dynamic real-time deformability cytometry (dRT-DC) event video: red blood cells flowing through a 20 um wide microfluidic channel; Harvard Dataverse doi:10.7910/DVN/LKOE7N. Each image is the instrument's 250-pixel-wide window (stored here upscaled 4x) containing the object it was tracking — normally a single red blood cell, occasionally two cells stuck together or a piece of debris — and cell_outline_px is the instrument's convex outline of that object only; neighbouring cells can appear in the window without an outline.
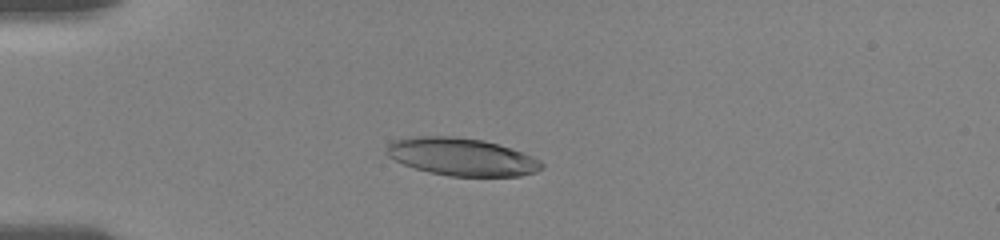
{"species": "human", "species_latin": "Homo sapiens", "temperature_condition": "room temperature", "stored_images_in_passage": 30, "camera_frame_rate_fps": 3000, "um_per_image_px": 0.085, "donor": {"sex": "female"}, "frame": {"image": 1, "passage_image": 14, "time_ms": 4.667, "image_size_px": [1000, 240], "cell_outline_px": [[544, 168], [536, 172], [520, 176], [448, 176], [428, 172], [404, 164], [388, 156], [388, 144], [392, 140], [416, 136], [452, 136], [484, 140], [532, 156], [540, 160], [544, 164]], "centroid_in_image_um": [39.26, 13.34], "position_along_channel_um": 45.7, "area_um2": 33.81}}
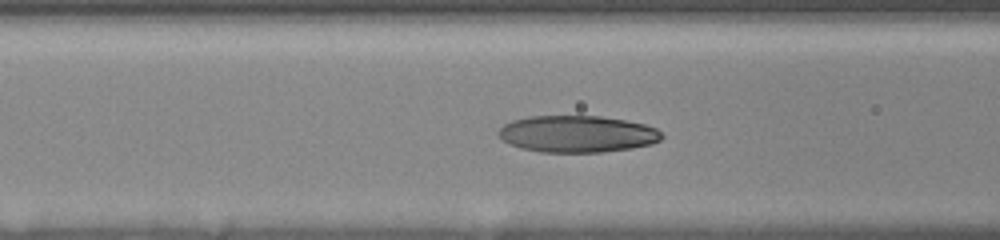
{"frame": {"image": 2, "passage_image": 21, "time_ms": 7.333, "image_size_px": [1000, 240], "cell_outline_px": [[664, 136], [660, 140], [652, 144], [632, 148], [600, 152], [540, 152], [520, 148], [504, 140], [496, 132], [504, 124], [512, 120], [528, 116], [600, 116], [624, 120], [644, 124], [656, 128]], "centroid_in_image_um": [49.06, 11.38], "position_along_channel_um": 117.5, "area_um2": 34.97}}
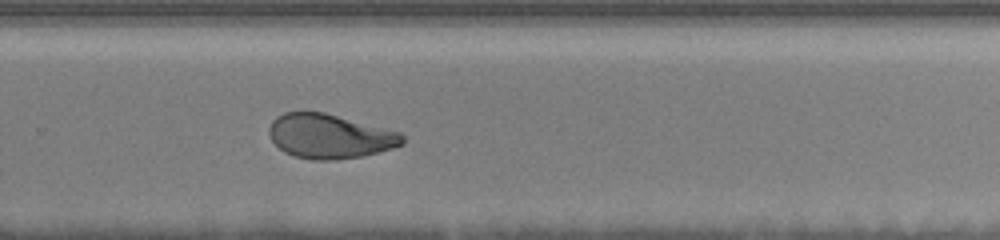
{"frame": {"image": 3, "passage_image": 30, "time_ms": 12.333, "image_size_px": [1000, 240], "cell_outline_px": [[404, 144], [392, 148], [364, 156], [332, 160], [312, 160], [292, 156], [284, 152], [272, 140], [268, 132], [268, 128], [272, 120], [276, 116], [284, 112], [324, 112], [400, 132], [404, 136]], "centroid_in_image_um": [28.01, 11.59], "position_along_channel_um": 301.8, "area_um2": 34.56}}